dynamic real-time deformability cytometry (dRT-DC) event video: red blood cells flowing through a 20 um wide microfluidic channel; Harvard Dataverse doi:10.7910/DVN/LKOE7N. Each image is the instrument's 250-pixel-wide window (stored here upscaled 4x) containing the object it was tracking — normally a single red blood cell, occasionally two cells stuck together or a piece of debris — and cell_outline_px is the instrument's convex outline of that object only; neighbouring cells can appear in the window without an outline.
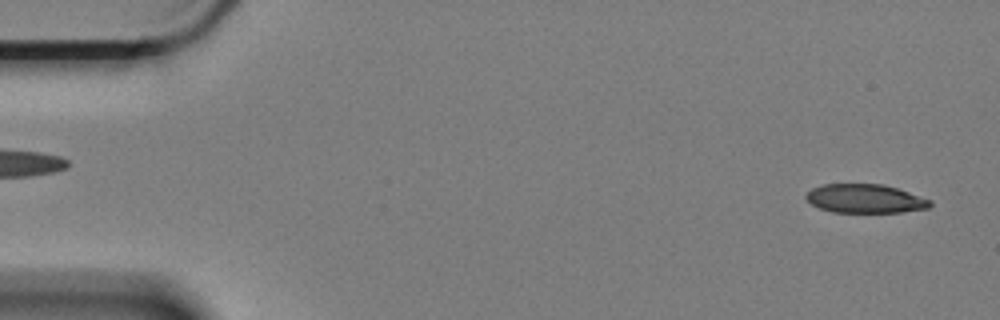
{"species": "Egyptian fruit bat (a non-hibernating species)", "species_latin": "Rousettus aegyptiacus", "temperature_condition": "cold", "stored_images_in_passage": 58, "camera_frame_rate_fps": 3000, "um_per_image_px": 0.085, "animal": {"sex": "female"}, "frame": {"image": 1, "passage_image": 2, "time_ms": 0.333, "image_size_px": [1000, 320], "cell_outline_px": [[932, 204], [928, 208], [900, 212], [832, 212], [820, 208], [812, 204], [804, 196], [812, 188], [820, 184], [884, 184], [932, 200]], "centroid_in_image_um": [73.52, 16.88], "position_along_channel_um": 11.5, "area_um2": 20.75}}
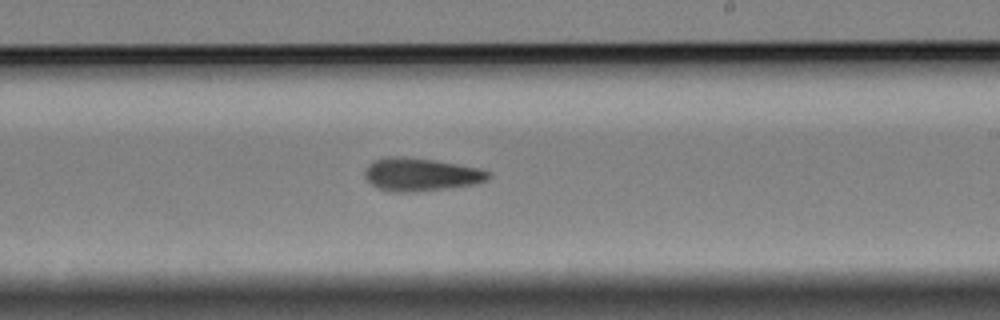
{"frame": {"image": 2, "passage_image": 34, "time_ms": 11.0, "image_size_px": [1000, 320], "cell_outline_px": [[492, 176], [488, 180], [472, 184], [416, 192], [396, 192], [380, 188], [372, 184], [364, 176], [364, 172], [368, 164], [376, 160], [388, 156], [400, 156], [432, 160], [480, 168], [492, 172]], "centroid_in_image_um": [35.79, 14.82], "position_along_channel_um": 253.2, "area_um2": 23.52}}
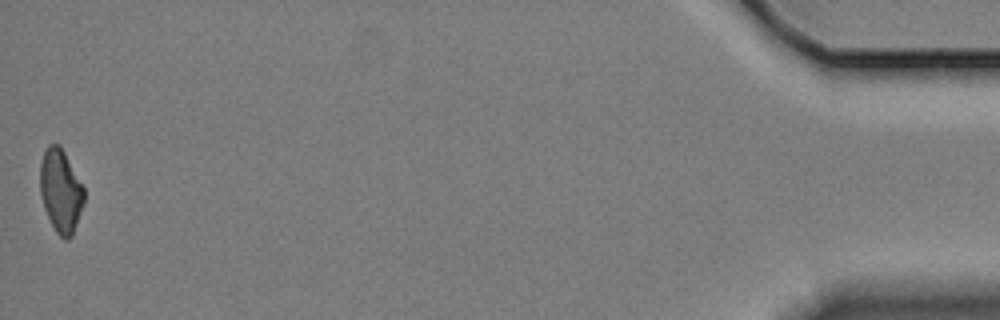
{"frame": {"image": 3, "passage_image": 58, "time_ms": 19.0, "image_size_px": [1000, 320], "cell_outline_px": [[84, 204], [72, 236], [68, 240], [64, 240], [56, 232], [44, 208], [40, 192], [40, 164], [44, 152], [48, 144], [60, 144], [84, 188]], "centroid_in_image_um": [5.16, 16.23], "position_along_channel_um": 430.0, "area_um2": 21.27}}